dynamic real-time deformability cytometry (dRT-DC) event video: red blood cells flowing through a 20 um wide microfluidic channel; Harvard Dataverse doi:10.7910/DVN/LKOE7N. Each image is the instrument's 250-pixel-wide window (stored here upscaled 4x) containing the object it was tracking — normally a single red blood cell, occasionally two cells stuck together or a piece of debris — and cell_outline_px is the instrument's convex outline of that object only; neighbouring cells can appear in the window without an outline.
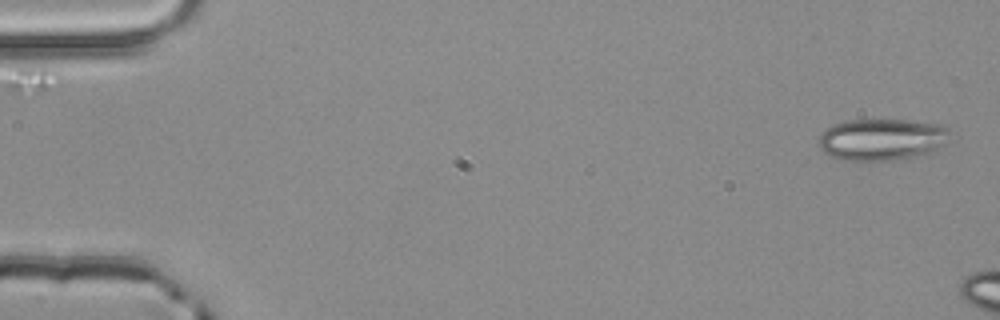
{"species": "common noctule bat (a hibernating species)", "species_latin": "Nyctalus noctula", "temperature_condition": "room temperature", "stored_images_in_passage": 4, "camera_frame_rate_fps": 3000, "um_per_image_px": 0.085, "animal": {"sex": "male", "body_mass_g": 20.4}, "frame": {"image": 1, "passage_image": 1, "time_ms": 0.0, "image_size_px": [1000, 320], "cell_outline_px": [[948, 144], [924, 156], [888, 160], [844, 160], [832, 156], [824, 152], [820, 148], [820, 132], [832, 124], [848, 120], [908, 120], [940, 124], [948, 128]], "centroid_in_image_um": [75.0, 11.85], "position_along_channel_um": 10.0, "area_um2": 32.19}}